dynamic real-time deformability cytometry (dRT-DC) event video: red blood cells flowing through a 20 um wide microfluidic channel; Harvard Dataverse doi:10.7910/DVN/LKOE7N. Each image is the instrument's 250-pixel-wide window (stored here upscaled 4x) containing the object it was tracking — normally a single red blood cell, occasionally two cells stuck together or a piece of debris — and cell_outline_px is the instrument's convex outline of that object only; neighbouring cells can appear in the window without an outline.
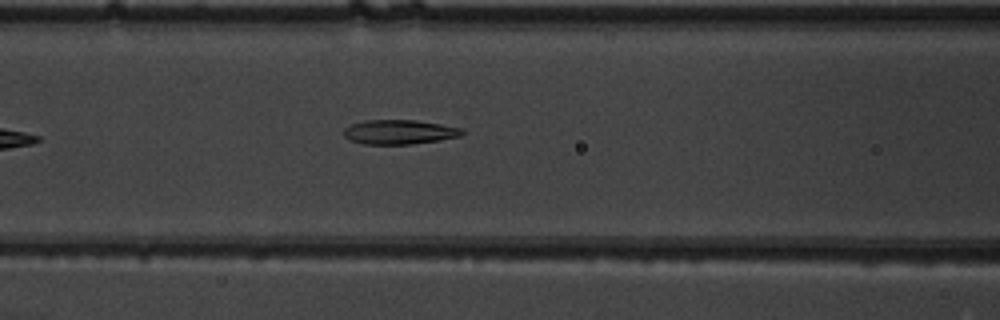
{"species": "common noctule bat (a hibernating species)", "species_latin": "Nyctalus noctula", "temperature_condition": "warm", "stored_images_in_passage": 3, "camera_frame_rate_fps": 3000, "um_per_image_px": 0.085, "animal": {"sex": "male", "body_mass_g": 19.5, "forearm_length_mm": 54.6}, "frame": {"image": 1, "passage_image": 3, "time_ms": 0.667, "image_size_px": [1000, 320], "cell_outline_px": [[464, 132], [460, 136], [440, 140], [412, 144], [364, 144], [348, 140], [344, 136], [344, 128], [348, 124], [364, 120], [416, 120], [464, 128]], "centroid_in_image_um": [33.91, 11.21], "position_along_channel_um": 132.7, "area_um2": 17.05}}